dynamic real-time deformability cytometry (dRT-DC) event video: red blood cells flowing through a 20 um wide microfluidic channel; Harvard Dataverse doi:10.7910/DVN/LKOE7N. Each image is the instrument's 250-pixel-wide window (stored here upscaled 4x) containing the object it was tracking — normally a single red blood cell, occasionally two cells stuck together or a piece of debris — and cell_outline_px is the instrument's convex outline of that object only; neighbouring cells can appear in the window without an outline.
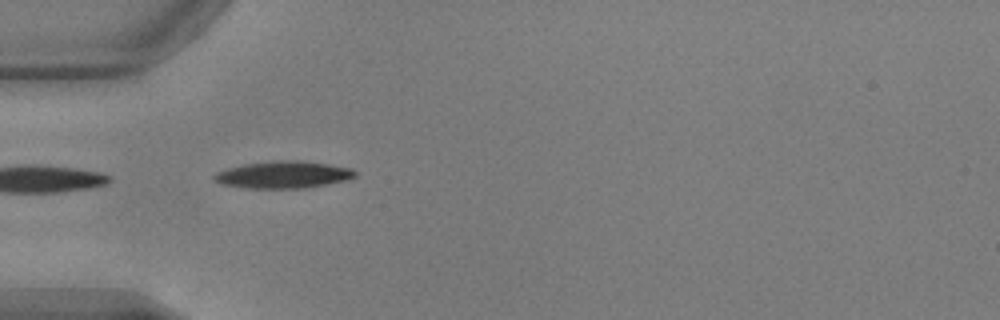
{"species": "common noctule bat (a hibernating species)", "species_latin": "Nyctalus noctula", "temperature_condition": "warm", "stored_images_in_passage": 4, "camera_frame_rate_fps": 3000, "um_per_image_px": 0.085, "animal": {"sex": "male", "body_mass_g": 17.9, "forearm_length_mm": 54.2}, "frame": {"image": 1, "passage_image": 1, "time_ms": 0.0, "image_size_px": [1000, 320], "cell_outline_px": [[356, 176], [348, 180], [304, 188], [244, 188], [220, 184], [212, 180], [212, 176], [216, 172], [228, 168], [244, 164], [272, 160], [300, 160], [328, 164], [352, 168], [356, 172]], "centroid_in_image_um": [24.05, 14.84], "position_along_channel_um": 61.0, "area_um2": 22.48}}